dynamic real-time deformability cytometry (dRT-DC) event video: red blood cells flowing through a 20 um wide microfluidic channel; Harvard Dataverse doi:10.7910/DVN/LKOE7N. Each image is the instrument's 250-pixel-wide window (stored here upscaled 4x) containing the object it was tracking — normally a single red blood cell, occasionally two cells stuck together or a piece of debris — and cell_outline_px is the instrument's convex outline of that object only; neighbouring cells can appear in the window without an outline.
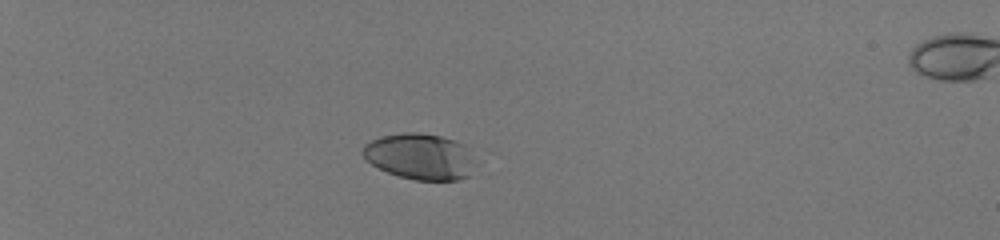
{"species": "human", "species_latin": "Homo sapiens", "temperature_condition": "room temperature", "stored_images_in_passage": 37, "camera_frame_rate_fps": 3000, "um_per_image_px": 0.085, "donor": {"sex": "male"}, "frame": {"image": 1, "passage_image": 1, "time_ms": 0.0, "image_size_px": [1000, 240], "cell_outline_px": [[468, 176], [460, 180], [416, 180], [400, 176], [388, 172], [372, 164], [360, 152], [364, 144], [372, 140], [384, 136], [404, 132], [416, 132], [440, 136], [464, 144], [468, 160]], "centroid_in_image_um": [35.58, 13.29], "position_along_channel_um": 49.4, "area_um2": 29.13}}
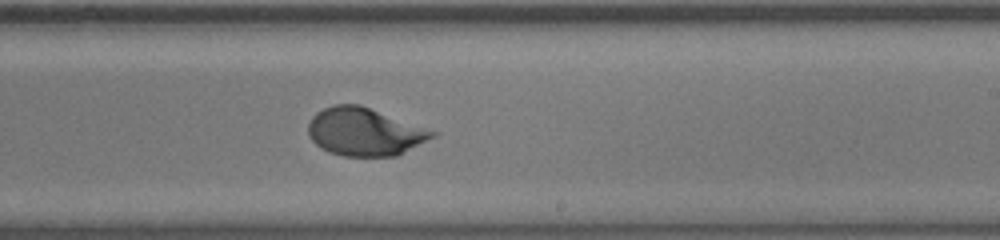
{"frame": {"image": 2, "passage_image": 21, "time_ms": 6.667, "image_size_px": [1000, 240], "cell_outline_px": [[440, 132], [436, 136], [396, 156], [344, 156], [328, 152], [320, 148], [308, 136], [308, 124], [312, 116], [316, 112], [332, 104], [360, 104]], "centroid_in_image_um": [30.99, 11.19], "position_along_channel_um": 258.0, "area_um2": 34.97}}
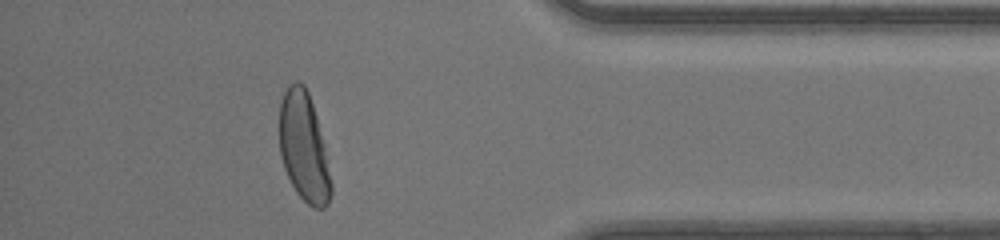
{"frame": {"image": 3, "passage_image": 33, "time_ms": 10.667, "image_size_px": [1000, 240], "cell_outline_px": [[332, 192], [328, 204], [324, 208], [312, 208], [296, 192], [284, 168], [280, 156], [280, 104], [284, 92], [296, 80], [304, 84], [308, 92], [316, 116], [324, 144], [332, 184]], "centroid_in_image_um": [25.83, 12.55], "position_along_channel_um": 409.4, "area_um2": 32.54}, "authors_computed_cell_mechanics": {"area_um2": 34.0442, "velocity_mm_per_s": 4.1876, "shape_relaxation_time_tau1_ms": 4.681, "shape_relaxation_time_tau2_ms": null, "deformation_change_tau1": 0.221, "deformation_change_tau2": null}}